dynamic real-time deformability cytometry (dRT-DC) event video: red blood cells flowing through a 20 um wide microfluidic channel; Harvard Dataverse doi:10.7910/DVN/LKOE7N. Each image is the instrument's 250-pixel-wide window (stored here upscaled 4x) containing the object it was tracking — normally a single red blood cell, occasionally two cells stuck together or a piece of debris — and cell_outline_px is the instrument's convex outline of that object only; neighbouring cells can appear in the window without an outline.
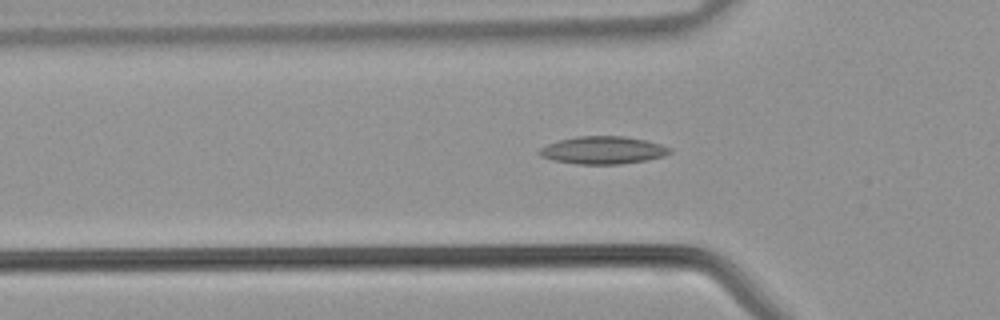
{"species": "common noctule bat (a hibernating species)", "species_latin": "Nyctalus noctula", "temperature_condition": "warm", "stored_images_in_passage": 40, "camera_frame_rate_fps": 3000, "um_per_image_px": 0.085, "animal": {"sex": "male", "body_mass_g": 21.5, "forearm_length_mm": 52.0}, "frame": {"image": 1, "passage_image": 12, "time_ms": 3.667, "image_size_px": [1000, 320], "cell_outline_px": [[672, 152], [664, 156], [648, 160], [620, 164], [576, 164], [552, 160], [540, 156], [536, 152], [540, 148], [548, 144], [560, 140], [576, 136], [624, 136], [644, 140], [660, 144], [672, 148]], "centroid_in_image_um": [51.24, 12.77], "position_along_channel_um": 74.6, "area_um2": 21.1}}
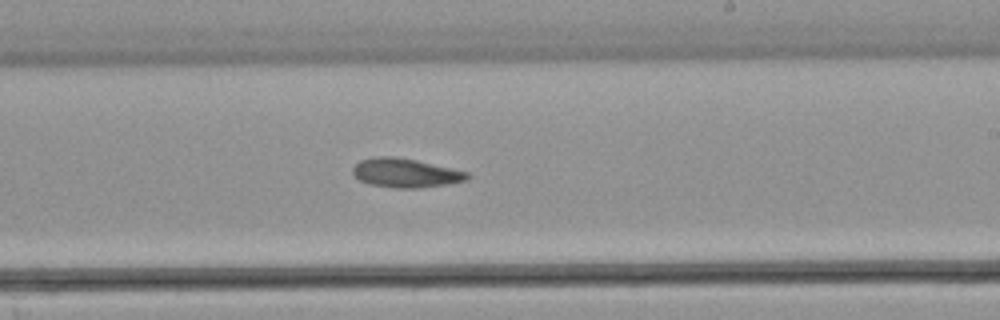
{"frame": {"image": 2, "passage_image": 23, "time_ms": 7.333, "image_size_px": [1000, 320], "cell_outline_px": [[472, 176], [468, 180], [448, 184], [416, 188], [396, 188], [368, 184], [360, 180], [352, 172], [352, 168], [360, 160], [376, 156], [396, 156], [416, 160], [468, 172]], "centroid_in_image_um": [34.48, 14.7], "position_along_channel_um": 254.5, "area_um2": 19.42}}
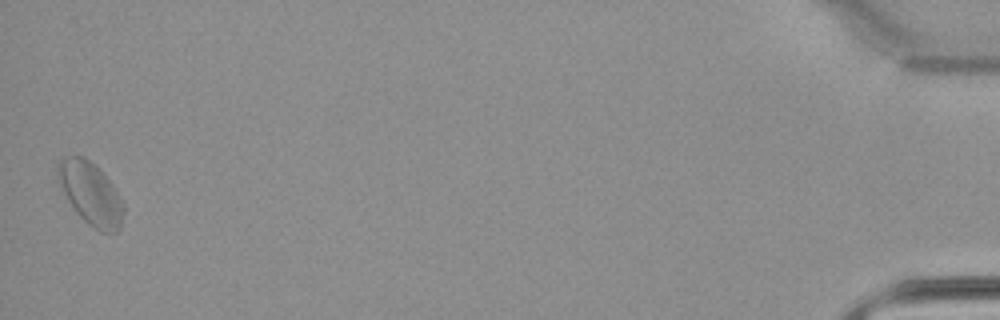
{"frame": {"image": 3, "passage_image": 40, "time_ms": 13.0, "image_size_px": [1000, 320], "cell_outline_px": [[124, 212], [120, 228], [116, 232], [100, 232], [88, 224], [76, 212], [60, 188], [56, 172], [56, 168], [60, 160], [68, 156], [84, 156], [112, 184], [120, 196], [124, 204]], "centroid_in_image_um": [7.7, 16.47], "position_along_channel_um": 427.5, "area_um2": 23.76}}